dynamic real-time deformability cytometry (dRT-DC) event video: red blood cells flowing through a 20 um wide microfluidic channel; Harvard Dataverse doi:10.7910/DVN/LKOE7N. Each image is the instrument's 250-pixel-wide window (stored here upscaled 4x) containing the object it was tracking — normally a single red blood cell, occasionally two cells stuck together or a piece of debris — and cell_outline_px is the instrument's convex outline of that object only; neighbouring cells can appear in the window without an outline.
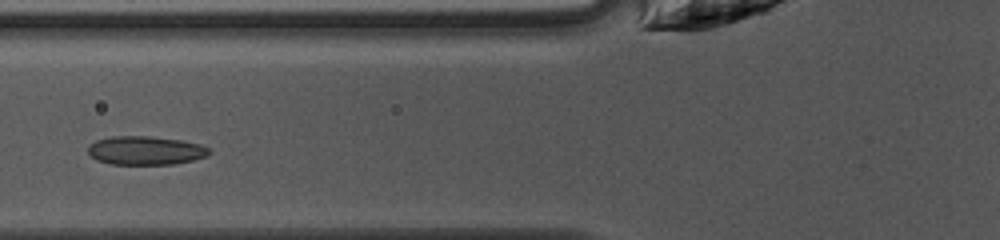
{"species": "common noctule bat (a hibernating species)", "species_latin": "Nyctalus noctula", "temperature_condition": "warm", "stored_images_in_passage": 27, "camera_frame_rate_fps": 3000, "um_per_image_px": 0.085, "animal": {"sex": "female", "body_mass_g": 10.0, "forearm_length_mm": 53.1}, "frame": {"image": 1, "passage_image": 5, "time_ms": 1.333, "image_size_px": [1000, 240], "cell_outline_px": [[212, 152], [208, 156], [176, 164], [112, 164], [96, 160], [88, 152], [88, 144], [96, 140], [112, 136], [152, 136], [180, 140], [200, 144], [208, 148]], "centroid_in_image_um": [12.37, 12.79], "position_along_channel_um": 113.4, "area_um2": 20.35}}
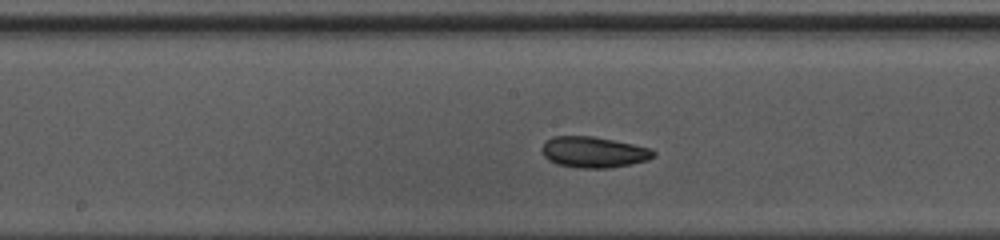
{"frame": {"image": 2, "passage_image": 11, "time_ms": 3.333, "image_size_px": [1000, 240], "cell_outline_px": [[656, 156], [648, 160], [632, 164], [608, 168], [580, 168], [556, 164], [548, 160], [544, 156], [544, 144], [552, 136], [592, 136], [652, 148], [656, 152]], "centroid_in_image_um": [50.51, 12.94], "position_along_channel_um": 197.7, "area_um2": 20.06}}
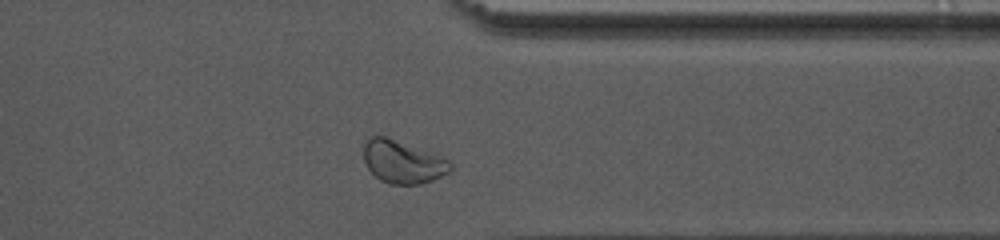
{"frame": {"image": 3, "passage_image": 24, "time_ms": 7.667, "image_size_px": [1000, 240], "cell_outline_px": [[452, 168], [448, 172], [432, 180], [420, 184], [388, 184], [380, 180], [368, 168], [364, 160], [364, 144], [368, 136], [388, 136], [436, 152], [448, 160], [452, 164]], "centroid_in_image_um": [34.24, 13.72], "position_along_channel_um": 377.2, "area_um2": 22.08}, "authors_computed_cell_mechanics": {"area_um2": 19.941, "velocity_mm_per_s": 4.1942, "shape_relaxation_time_tau1_ms": 2.576, "shape_relaxation_time_tau2_ms": 2.2104, "deformation_change_tau1": 0.0655, "deformation_change_tau2": 0.0586}}